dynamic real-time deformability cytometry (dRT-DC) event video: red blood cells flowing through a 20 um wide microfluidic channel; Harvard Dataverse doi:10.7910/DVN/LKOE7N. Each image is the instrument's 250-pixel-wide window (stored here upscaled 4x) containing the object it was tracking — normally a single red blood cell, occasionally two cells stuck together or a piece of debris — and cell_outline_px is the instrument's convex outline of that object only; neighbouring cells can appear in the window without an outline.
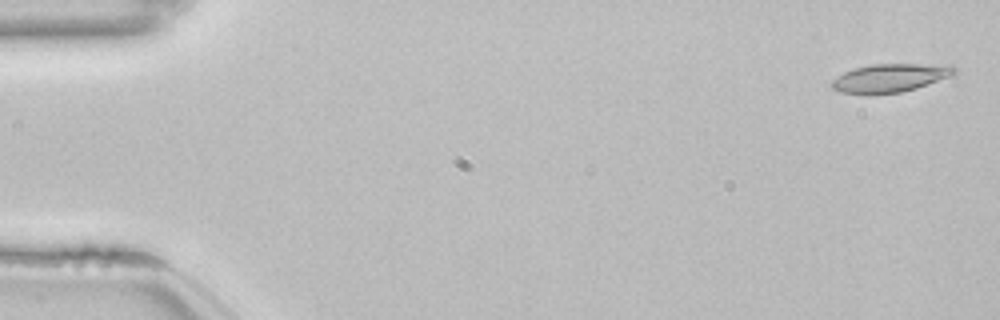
{"species": "common noctule bat (a hibernating species)", "species_latin": "Nyctalus noctula", "temperature_condition": "room temperature", "stored_images_in_passage": 15, "camera_frame_rate_fps": 3000, "um_per_image_px": 0.085, "animal": {"sex": "female", "body_mass_g": 22.7, "forearm_length_mm": 54.2}, "frame": {"image": 1, "passage_image": 2, "time_ms": 0.333, "image_size_px": [1000, 320], "cell_outline_px": [[956, 72], [948, 76], [916, 88], [900, 92], [872, 96], [864, 96], [840, 92], [832, 88], [828, 84], [836, 76], [844, 72], [856, 68], [872, 64], [952, 64], [956, 68]], "centroid_in_image_um": [75.57, 6.65], "position_along_channel_um": 9.4, "area_um2": 20.69}}